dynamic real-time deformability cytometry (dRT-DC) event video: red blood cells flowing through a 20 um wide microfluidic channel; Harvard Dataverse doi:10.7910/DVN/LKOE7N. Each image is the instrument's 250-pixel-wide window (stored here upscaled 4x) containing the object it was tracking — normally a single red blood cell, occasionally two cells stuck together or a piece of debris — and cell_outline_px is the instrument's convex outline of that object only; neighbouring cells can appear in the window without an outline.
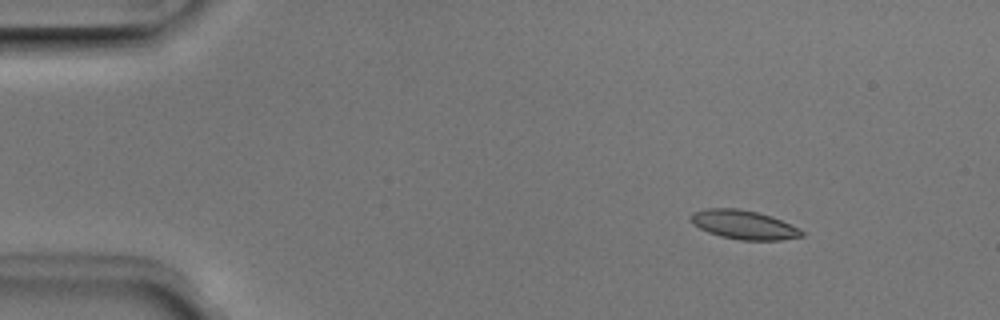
{"species": "Egyptian fruit bat (a non-hibernating species)", "species_latin": "Rousettus aegyptiacus", "temperature_condition": "room temperature", "stored_images_in_passage": 9, "camera_frame_rate_fps": 3000, "um_per_image_px": 0.085, "animal": {"sex": "male"}, "frame": {"image": 1, "passage_image": 2, "time_ms": 0.333, "image_size_px": [1000, 320], "cell_outline_px": [[804, 236], [780, 240], [740, 240], [720, 236], [708, 232], [692, 224], [688, 220], [688, 216], [692, 212], [708, 208], [740, 208], [772, 216], [800, 228], [804, 232]], "centroid_in_image_um": [63.19, 19.09], "position_along_channel_um": 21.8, "area_um2": 18.96}}
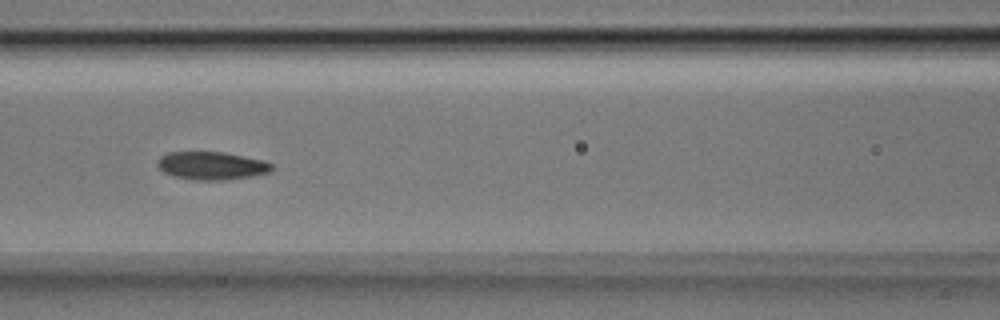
{"frame": {"image": 2, "passage_image": 6, "time_ms": 1.667, "image_size_px": [1000, 320], "cell_outline_px": [[272, 172], [252, 176], [224, 180], [196, 180], [172, 176], [164, 172], [156, 164], [156, 160], [160, 156], [168, 152], [224, 152], [264, 160], [272, 164]], "centroid_in_image_um": [17.98, 14.08], "position_along_channel_um": 148.6, "area_um2": 18.79}}
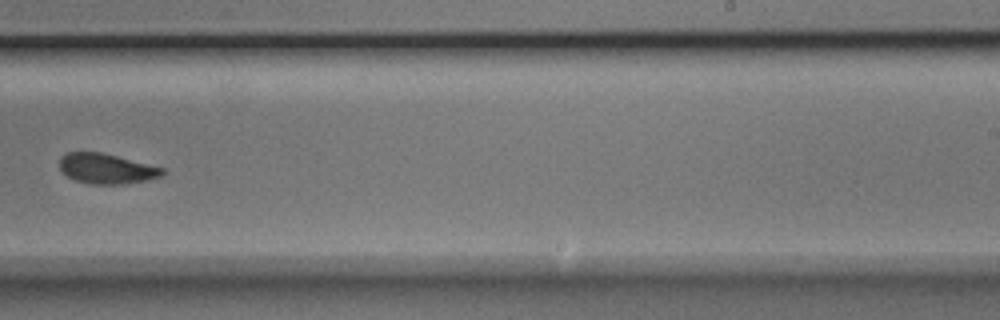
{"frame": {"image": 3, "passage_image": 9, "time_ms": 2.667, "image_size_px": [1000, 320], "cell_outline_px": [[164, 176], [148, 180], [120, 184], [88, 184], [76, 180], [68, 176], [60, 168], [60, 156], [68, 152], [100, 152], [164, 168]], "centroid_in_image_um": [9.06, 14.34], "position_along_channel_um": 279.9, "area_um2": 17.92}}